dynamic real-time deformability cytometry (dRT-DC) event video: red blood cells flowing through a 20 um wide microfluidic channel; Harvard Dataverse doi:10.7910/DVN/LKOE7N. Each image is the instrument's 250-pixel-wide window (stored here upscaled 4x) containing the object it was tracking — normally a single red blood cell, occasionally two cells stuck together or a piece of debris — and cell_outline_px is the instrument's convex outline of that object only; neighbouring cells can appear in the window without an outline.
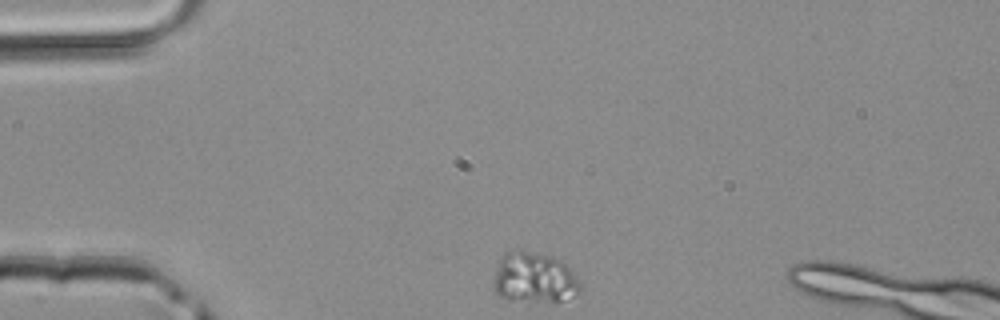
{"species": "common noctule bat (a hibernating species)", "species_latin": "Nyctalus noctula", "temperature_condition": "room temperature", "stored_images_in_passage": 5, "camera_frame_rate_fps": 3000, "um_per_image_px": 0.085, "animal": {"sex": "male", "body_mass_g": 20.4}, "frame": {"image": 1, "passage_image": 1, "time_ms": 0.0, "image_size_px": [1000, 320], "cell_outline_px": [[584, 288], [580, 292], [572, 296], [552, 304], [508, 300], [500, 296], [496, 292], [492, 284], [500, 256], [504, 252], [520, 248], [552, 256], [560, 260], [580, 280]], "centroid_in_image_um": [45.41, 23.62], "position_along_channel_um": 39.6, "area_um2": 26.53}}
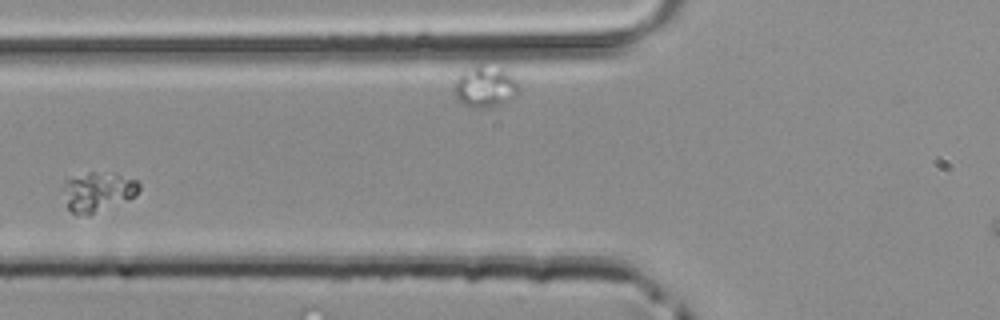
{"frame": {"image": 2, "passage_image": 3, "time_ms": 0.667, "image_size_px": [1000, 320], "cell_outline_px": [[140, 188], [136, 196], [128, 200], [88, 216], [76, 216], [68, 208], [60, 188], [68, 180], [88, 172], [96, 172], [120, 176], [136, 180], [140, 184]], "centroid_in_image_um": [8.29, 16.35], "position_along_channel_um": 117.5, "area_um2": 17.51}}